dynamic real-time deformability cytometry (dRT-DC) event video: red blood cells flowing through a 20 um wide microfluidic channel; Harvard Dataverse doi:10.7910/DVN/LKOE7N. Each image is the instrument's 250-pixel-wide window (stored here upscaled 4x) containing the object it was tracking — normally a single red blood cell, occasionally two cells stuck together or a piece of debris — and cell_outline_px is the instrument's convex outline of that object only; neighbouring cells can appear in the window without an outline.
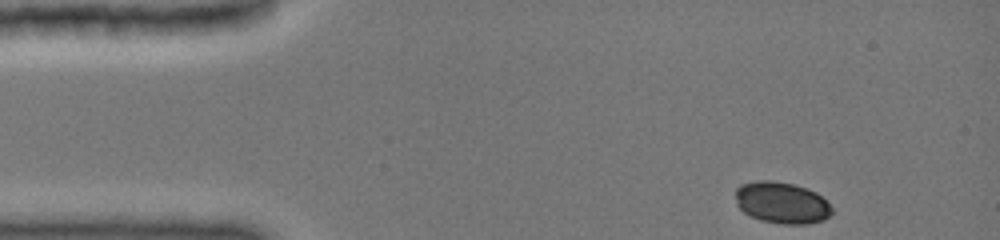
{"species": "common noctule bat (a hibernating species)", "species_latin": "Nyctalus noctula", "temperature_condition": "cold", "stored_images_in_passage": 15, "camera_frame_rate_fps": 3000, "um_per_image_px": 0.085, "animal": {"sex": "female", "body_mass_g": 19.0, "forearm_length_mm": 51.5}, "frame": {"image": 1, "passage_image": 1, "time_ms": 0.0, "image_size_px": [1000, 240], "cell_outline_px": [[832, 212], [824, 220], [808, 224], [780, 224], [760, 220], [744, 212], [736, 204], [736, 188], [740, 184], [760, 180], [772, 180], [792, 184], [816, 192], [832, 208]], "centroid_in_image_um": [66.42, 17.24], "position_along_channel_um": 18.6, "area_um2": 23.24}}
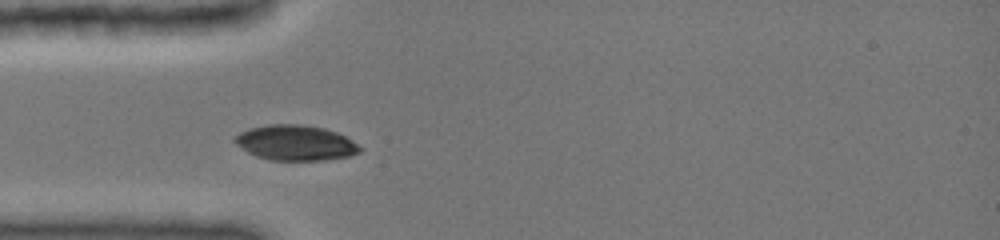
{"frame": {"image": 2, "passage_image": 9, "time_ms": 3.0, "image_size_px": [1000, 240], "cell_outline_px": [[364, 148], [360, 152], [348, 156], [324, 160], [268, 160], [256, 156], [248, 152], [236, 144], [232, 140], [232, 136], [248, 128], [268, 124], [300, 124], [324, 128], [336, 132], [352, 140]], "centroid_in_image_um": [25.09, 12.13], "position_along_channel_um": 59.9, "area_um2": 25.89}}
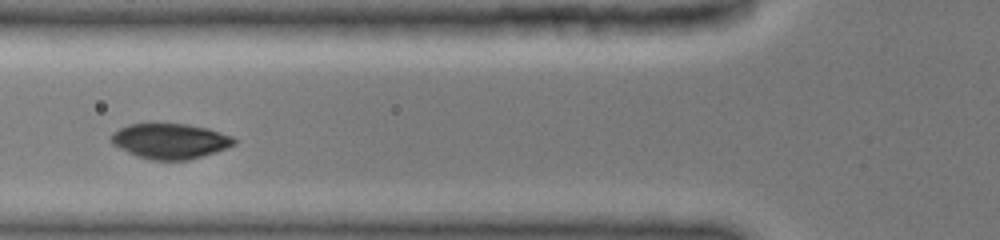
{"frame": {"image": 3, "passage_image": 13, "time_ms": 4.333, "image_size_px": [1000, 240], "cell_outline_px": [[236, 144], [216, 152], [188, 160], [152, 160], [136, 156], [112, 144], [108, 140], [112, 132], [128, 124], [188, 124], [208, 128], [232, 136], [236, 140]], "centroid_in_image_um": [14.44, 11.99], "position_along_channel_um": 111.4, "area_um2": 25.37}}